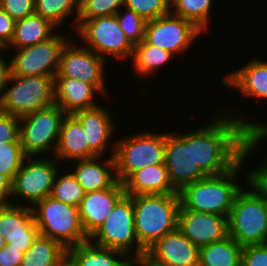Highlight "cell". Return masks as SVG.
<instances>
[{
  "instance_id": "cell-1",
  "label": "cell",
  "mask_w": 267,
  "mask_h": 266,
  "mask_svg": "<svg viewBox=\"0 0 267 266\" xmlns=\"http://www.w3.org/2000/svg\"><path fill=\"white\" fill-rule=\"evenodd\" d=\"M226 112L192 131L193 161L206 176L231 170L241 160L243 145L253 135L267 131V124L252 122L233 111Z\"/></svg>"
},
{
  "instance_id": "cell-2",
  "label": "cell",
  "mask_w": 267,
  "mask_h": 266,
  "mask_svg": "<svg viewBox=\"0 0 267 266\" xmlns=\"http://www.w3.org/2000/svg\"><path fill=\"white\" fill-rule=\"evenodd\" d=\"M264 138L263 135H253L243 145L241 160L231 170L184 185L178 191L179 209L218 214L228 218L235 196L242 189L236 178L240 174V168Z\"/></svg>"
},
{
  "instance_id": "cell-3",
  "label": "cell",
  "mask_w": 267,
  "mask_h": 266,
  "mask_svg": "<svg viewBox=\"0 0 267 266\" xmlns=\"http://www.w3.org/2000/svg\"><path fill=\"white\" fill-rule=\"evenodd\" d=\"M134 226L139 246L146 252L164 235L177 229L178 194L132 196Z\"/></svg>"
},
{
  "instance_id": "cell-4",
  "label": "cell",
  "mask_w": 267,
  "mask_h": 266,
  "mask_svg": "<svg viewBox=\"0 0 267 266\" xmlns=\"http://www.w3.org/2000/svg\"><path fill=\"white\" fill-rule=\"evenodd\" d=\"M32 210L39 235L58 241L65 248L89 240L82 227L78 207L48 196L38 201Z\"/></svg>"
},
{
  "instance_id": "cell-5",
  "label": "cell",
  "mask_w": 267,
  "mask_h": 266,
  "mask_svg": "<svg viewBox=\"0 0 267 266\" xmlns=\"http://www.w3.org/2000/svg\"><path fill=\"white\" fill-rule=\"evenodd\" d=\"M133 135V136H132ZM113 141L110 147L115 160L117 180L122 183L131 173L146 166L165 163V133L147 130Z\"/></svg>"
},
{
  "instance_id": "cell-6",
  "label": "cell",
  "mask_w": 267,
  "mask_h": 266,
  "mask_svg": "<svg viewBox=\"0 0 267 266\" xmlns=\"http://www.w3.org/2000/svg\"><path fill=\"white\" fill-rule=\"evenodd\" d=\"M52 104H54L52 76L11 74L0 92V110L19 118Z\"/></svg>"
},
{
  "instance_id": "cell-7",
  "label": "cell",
  "mask_w": 267,
  "mask_h": 266,
  "mask_svg": "<svg viewBox=\"0 0 267 266\" xmlns=\"http://www.w3.org/2000/svg\"><path fill=\"white\" fill-rule=\"evenodd\" d=\"M228 236L239 245L267 243V204L250 188L236 194L228 216Z\"/></svg>"
},
{
  "instance_id": "cell-8",
  "label": "cell",
  "mask_w": 267,
  "mask_h": 266,
  "mask_svg": "<svg viewBox=\"0 0 267 266\" xmlns=\"http://www.w3.org/2000/svg\"><path fill=\"white\" fill-rule=\"evenodd\" d=\"M89 240L98 246L120 250L134 262L144 259L146 252L139 246L136 237L132 196L125 194L116 203L106 221Z\"/></svg>"
},
{
  "instance_id": "cell-9",
  "label": "cell",
  "mask_w": 267,
  "mask_h": 266,
  "mask_svg": "<svg viewBox=\"0 0 267 266\" xmlns=\"http://www.w3.org/2000/svg\"><path fill=\"white\" fill-rule=\"evenodd\" d=\"M76 31L87 48L105 58H132L134 45L126 37L115 15L77 19Z\"/></svg>"
},
{
  "instance_id": "cell-10",
  "label": "cell",
  "mask_w": 267,
  "mask_h": 266,
  "mask_svg": "<svg viewBox=\"0 0 267 266\" xmlns=\"http://www.w3.org/2000/svg\"><path fill=\"white\" fill-rule=\"evenodd\" d=\"M66 113L55 103L20 117V143L26 156L55 154L60 127Z\"/></svg>"
},
{
  "instance_id": "cell-11",
  "label": "cell",
  "mask_w": 267,
  "mask_h": 266,
  "mask_svg": "<svg viewBox=\"0 0 267 266\" xmlns=\"http://www.w3.org/2000/svg\"><path fill=\"white\" fill-rule=\"evenodd\" d=\"M50 157V160L43 157L38 159L37 156L25 157L12 181V198H23L30 202L29 207H33L38 201L50 196L56 174L60 170L58 160Z\"/></svg>"
},
{
  "instance_id": "cell-12",
  "label": "cell",
  "mask_w": 267,
  "mask_h": 266,
  "mask_svg": "<svg viewBox=\"0 0 267 266\" xmlns=\"http://www.w3.org/2000/svg\"><path fill=\"white\" fill-rule=\"evenodd\" d=\"M56 34L50 39L21 49H12L11 74L15 76H52L57 74L62 49L69 41Z\"/></svg>"
},
{
  "instance_id": "cell-13",
  "label": "cell",
  "mask_w": 267,
  "mask_h": 266,
  "mask_svg": "<svg viewBox=\"0 0 267 266\" xmlns=\"http://www.w3.org/2000/svg\"><path fill=\"white\" fill-rule=\"evenodd\" d=\"M204 34L191 21L171 12L146 23L144 41L171 54L186 52L193 41Z\"/></svg>"
},
{
  "instance_id": "cell-14",
  "label": "cell",
  "mask_w": 267,
  "mask_h": 266,
  "mask_svg": "<svg viewBox=\"0 0 267 266\" xmlns=\"http://www.w3.org/2000/svg\"><path fill=\"white\" fill-rule=\"evenodd\" d=\"M68 41L62 49L59 67L55 77H68L78 79L94 85L101 93V96H108L105 84V61L94 51Z\"/></svg>"
},
{
  "instance_id": "cell-15",
  "label": "cell",
  "mask_w": 267,
  "mask_h": 266,
  "mask_svg": "<svg viewBox=\"0 0 267 266\" xmlns=\"http://www.w3.org/2000/svg\"><path fill=\"white\" fill-rule=\"evenodd\" d=\"M165 166L172 185L179 191L184 185L196 182L206 175L193 161L192 131L165 133Z\"/></svg>"
},
{
  "instance_id": "cell-16",
  "label": "cell",
  "mask_w": 267,
  "mask_h": 266,
  "mask_svg": "<svg viewBox=\"0 0 267 266\" xmlns=\"http://www.w3.org/2000/svg\"><path fill=\"white\" fill-rule=\"evenodd\" d=\"M0 234L8 245L25 253L39 236L32 207L21 203L0 206Z\"/></svg>"
},
{
  "instance_id": "cell-17",
  "label": "cell",
  "mask_w": 267,
  "mask_h": 266,
  "mask_svg": "<svg viewBox=\"0 0 267 266\" xmlns=\"http://www.w3.org/2000/svg\"><path fill=\"white\" fill-rule=\"evenodd\" d=\"M177 229L200 248L228 236V218L218 214L179 209Z\"/></svg>"
},
{
  "instance_id": "cell-18",
  "label": "cell",
  "mask_w": 267,
  "mask_h": 266,
  "mask_svg": "<svg viewBox=\"0 0 267 266\" xmlns=\"http://www.w3.org/2000/svg\"><path fill=\"white\" fill-rule=\"evenodd\" d=\"M199 248L178 229L167 233L145 253L149 266H198Z\"/></svg>"
},
{
  "instance_id": "cell-19",
  "label": "cell",
  "mask_w": 267,
  "mask_h": 266,
  "mask_svg": "<svg viewBox=\"0 0 267 266\" xmlns=\"http://www.w3.org/2000/svg\"><path fill=\"white\" fill-rule=\"evenodd\" d=\"M125 194L123 185L118 180L110 188L85 193L78 211L88 238L106 221Z\"/></svg>"
},
{
  "instance_id": "cell-20",
  "label": "cell",
  "mask_w": 267,
  "mask_h": 266,
  "mask_svg": "<svg viewBox=\"0 0 267 266\" xmlns=\"http://www.w3.org/2000/svg\"><path fill=\"white\" fill-rule=\"evenodd\" d=\"M109 110L100 105L91 109L79 110L71 114L85 131L86 141L89 148L97 155L105 157V150L115 136V126ZM106 151V152H105Z\"/></svg>"
},
{
  "instance_id": "cell-21",
  "label": "cell",
  "mask_w": 267,
  "mask_h": 266,
  "mask_svg": "<svg viewBox=\"0 0 267 266\" xmlns=\"http://www.w3.org/2000/svg\"><path fill=\"white\" fill-rule=\"evenodd\" d=\"M96 92L102 94L94 85L81 80L54 77V103L66 114L97 107Z\"/></svg>"
},
{
  "instance_id": "cell-22",
  "label": "cell",
  "mask_w": 267,
  "mask_h": 266,
  "mask_svg": "<svg viewBox=\"0 0 267 266\" xmlns=\"http://www.w3.org/2000/svg\"><path fill=\"white\" fill-rule=\"evenodd\" d=\"M126 195L178 194L165 164L151 165L131 173L122 182Z\"/></svg>"
},
{
  "instance_id": "cell-23",
  "label": "cell",
  "mask_w": 267,
  "mask_h": 266,
  "mask_svg": "<svg viewBox=\"0 0 267 266\" xmlns=\"http://www.w3.org/2000/svg\"><path fill=\"white\" fill-rule=\"evenodd\" d=\"M222 86L235 87L243 96L267 100V61L252 58L239 70L226 74Z\"/></svg>"
},
{
  "instance_id": "cell-24",
  "label": "cell",
  "mask_w": 267,
  "mask_h": 266,
  "mask_svg": "<svg viewBox=\"0 0 267 266\" xmlns=\"http://www.w3.org/2000/svg\"><path fill=\"white\" fill-rule=\"evenodd\" d=\"M54 156L59 161L69 162L97 157L89 148L81 124L71 114H66L62 120Z\"/></svg>"
},
{
  "instance_id": "cell-25",
  "label": "cell",
  "mask_w": 267,
  "mask_h": 266,
  "mask_svg": "<svg viewBox=\"0 0 267 266\" xmlns=\"http://www.w3.org/2000/svg\"><path fill=\"white\" fill-rule=\"evenodd\" d=\"M99 159L102 156L77 160L75 170L70 171L85 193L110 188L117 181L114 157Z\"/></svg>"
},
{
  "instance_id": "cell-26",
  "label": "cell",
  "mask_w": 267,
  "mask_h": 266,
  "mask_svg": "<svg viewBox=\"0 0 267 266\" xmlns=\"http://www.w3.org/2000/svg\"><path fill=\"white\" fill-rule=\"evenodd\" d=\"M57 27L40 15L32 14L15 21L14 36L6 49H21L44 42L53 37ZM55 32V33H54Z\"/></svg>"
},
{
  "instance_id": "cell-27",
  "label": "cell",
  "mask_w": 267,
  "mask_h": 266,
  "mask_svg": "<svg viewBox=\"0 0 267 266\" xmlns=\"http://www.w3.org/2000/svg\"><path fill=\"white\" fill-rule=\"evenodd\" d=\"M78 266H134V261L120 250L95 245L90 240L69 248Z\"/></svg>"
},
{
  "instance_id": "cell-28",
  "label": "cell",
  "mask_w": 267,
  "mask_h": 266,
  "mask_svg": "<svg viewBox=\"0 0 267 266\" xmlns=\"http://www.w3.org/2000/svg\"><path fill=\"white\" fill-rule=\"evenodd\" d=\"M243 247L230 236L199 248L198 266H241Z\"/></svg>"
},
{
  "instance_id": "cell-29",
  "label": "cell",
  "mask_w": 267,
  "mask_h": 266,
  "mask_svg": "<svg viewBox=\"0 0 267 266\" xmlns=\"http://www.w3.org/2000/svg\"><path fill=\"white\" fill-rule=\"evenodd\" d=\"M174 57L170 52L150 45L144 40L134 45L132 64L138 75L140 76H151L154 75L157 70L163 65L167 64Z\"/></svg>"
},
{
  "instance_id": "cell-30",
  "label": "cell",
  "mask_w": 267,
  "mask_h": 266,
  "mask_svg": "<svg viewBox=\"0 0 267 266\" xmlns=\"http://www.w3.org/2000/svg\"><path fill=\"white\" fill-rule=\"evenodd\" d=\"M65 249L60 242L39 235L23 253L20 266H54Z\"/></svg>"
},
{
  "instance_id": "cell-31",
  "label": "cell",
  "mask_w": 267,
  "mask_h": 266,
  "mask_svg": "<svg viewBox=\"0 0 267 266\" xmlns=\"http://www.w3.org/2000/svg\"><path fill=\"white\" fill-rule=\"evenodd\" d=\"M214 0H170V12L191 21L202 32L209 31ZM173 7V9H172Z\"/></svg>"
},
{
  "instance_id": "cell-32",
  "label": "cell",
  "mask_w": 267,
  "mask_h": 266,
  "mask_svg": "<svg viewBox=\"0 0 267 266\" xmlns=\"http://www.w3.org/2000/svg\"><path fill=\"white\" fill-rule=\"evenodd\" d=\"M79 1L80 0H35L34 11L35 14L40 15L43 19L50 21L57 28L61 27L66 18L75 13L72 22L75 29L77 26V19L79 15Z\"/></svg>"
},
{
  "instance_id": "cell-33",
  "label": "cell",
  "mask_w": 267,
  "mask_h": 266,
  "mask_svg": "<svg viewBox=\"0 0 267 266\" xmlns=\"http://www.w3.org/2000/svg\"><path fill=\"white\" fill-rule=\"evenodd\" d=\"M62 174L60 175L59 171L57 172L50 196L63 203L78 207L85 191L71 172L67 171L66 174Z\"/></svg>"
},
{
  "instance_id": "cell-34",
  "label": "cell",
  "mask_w": 267,
  "mask_h": 266,
  "mask_svg": "<svg viewBox=\"0 0 267 266\" xmlns=\"http://www.w3.org/2000/svg\"><path fill=\"white\" fill-rule=\"evenodd\" d=\"M26 155L20 142H4L0 144V173L13 181Z\"/></svg>"
},
{
  "instance_id": "cell-35",
  "label": "cell",
  "mask_w": 267,
  "mask_h": 266,
  "mask_svg": "<svg viewBox=\"0 0 267 266\" xmlns=\"http://www.w3.org/2000/svg\"><path fill=\"white\" fill-rule=\"evenodd\" d=\"M123 7L124 0H80L78 19L115 15Z\"/></svg>"
},
{
  "instance_id": "cell-36",
  "label": "cell",
  "mask_w": 267,
  "mask_h": 266,
  "mask_svg": "<svg viewBox=\"0 0 267 266\" xmlns=\"http://www.w3.org/2000/svg\"><path fill=\"white\" fill-rule=\"evenodd\" d=\"M126 10L121 12L120 9L116 14V18L125 33L126 37L133 45L140 43L144 40L145 27L147 21L139 16L134 10L123 7Z\"/></svg>"
},
{
  "instance_id": "cell-37",
  "label": "cell",
  "mask_w": 267,
  "mask_h": 266,
  "mask_svg": "<svg viewBox=\"0 0 267 266\" xmlns=\"http://www.w3.org/2000/svg\"><path fill=\"white\" fill-rule=\"evenodd\" d=\"M124 7L134 10L146 21L170 13V0H124Z\"/></svg>"
},
{
  "instance_id": "cell-38",
  "label": "cell",
  "mask_w": 267,
  "mask_h": 266,
  "mask_svg": "<svg viewBox=\"0 0 267 266\" xmlns=\"http://www.w3.org/2000/svg\"><path fill=\"white\" fill-rule=\"evenodd\" d=\"M264 163L248 172L245 176L251 188L267 204V156Z\"/></svg>"
},
{
  "instance_id": "cell-39",
  "label": "cell",
  "mask_w": 267,
  "mask_h": 266,
  "mask_svg": "<svg viewBox=\"0 0 267 266\" xmlns=\"http://www.w3.org/2000/svg\"><path fill=\"white\" fill-rule=\"evenodd\" d=\"M20 118L0 110V144L20 142Z\"/></svg>"
},
{
  "instance_id": "cell-40",
  "label": "cell",
  "mask_w": 267,
  "mask_h": 266,
  "mask_svg": "<svg viewBox=\"0 0 267 266\" xmlns=\"http://www.w3.org/2000/svg\"><path fill=\"white\" fill-rule=\"evenodd\" d=\"M35 0H0V7L14 20L18 21L35 13Z\"/></svg>"
},
{
  "instance_id": "cell-41",
  "label": "cell",
  "mask_w": 267,
  "mask_h": 266,
  "mask_svg": "<svg viewBox=\"0 0 267 266\" xmlns=\"http://www.w3.org/2000/svg\"><path fill=\"white\" fill-rule=\"evenodd\" d=\"M241 266H267V243L243 246Z\"/></svg>"
},
{
  "instance_id": "cell-42",
  "label": "cell",
  "mask_w": 267,
  "mask_h": 266,
  "mask_svg": "<svg viewBox=\"0 0 267 266\" xmlns=\"http://www.w3.org/2000/svg\"><path fill=\"white\" fill-rule=\"evenodd\" d=\"M15 21L0 7V42L7 47L14 36Z\"/></svg>"
},
{
  "instance_id": "cell-43",
  "label": "cell",
  "mask_w": 267,
  "mask_h": 266,
  "mask_svg": "<svg viewBox=\"0 0 267 266\" xmlns=\"http://www.w3.org/2000/svg\"><path fill=\"white\" fill-rule=\"evenodd\" d=\"M23 252L6 244L0 249V266H20Z\"/></svg>"
},
{
  "instance_id": "cell-44",
  "label": "cell",
  "mask_w": 267,
  "mask_h": 266,
  "mask_svg": "<svg viewBox=\"0 0 267 266\" xmlns=\"http://www.w3.org/2000/svg\"><path fill=\"white\" fill-rule=\"evenodd\" d=\"M12 200H14L12 199V181L0 173V206L16 204V201L13 202Z\"/></svg>"
},
{
  "instance_id": "cell-45",
  "label": "cell",
  "mask_w": 267,
  "mask_h": 266,
  "mask_svg": "<svg viewBox=\"0 0 267 266\" xmlns=\"http://www.w3.org/2000/svg\"><path fill=\"white\" fill-rule=\"evenodd\" d=\"M9 63H8V62ZM11 75V59H7L0 54V92Z\"/></svg>"
},
{
  "instance_id": "cell-46",
  "label": "cell",
  "mask_w": 267,
  "mask_h": 266,
  "mask_svg": "<svg viewBox=\"0 0 267 266\" xmlns=\"http://www.w3.org/2000/svg\"><path fill=\"white\" fill-rule=\"evenodd\" d=\"M54 266H78L76 255L69 248H66Z\"/></svg>"
},
{
  "instance_id": "cell-47",
  "label": "cell",
  "mask_w": 267,
  "mask_h": 266,
  "mask_svg": "<svg viewBox=\"0 0 267 266\" xmlns=\"http://www.w3.org/2000/svg\"><path fill=\"white\" fill-rule=\"evenodd\" d=\"M6 244L5 238L0 234V249H2Z\"/></svg>"
},
{
  "instance_id": "cell-48",
  "label": "cell",
  "mask_w": 267,
  "mask_h": 266,
  "mask_svg": "<svg viewBox=\"0 0 267 266\" xmlns=\"http://www.w3.org/2000/svg\"><path fill=\"white\" fill-rule=\"evenodd\" d=\"M134 266H149L143 260L134 262Z\"/></svg>"
},
{
  "instance_id": "cell-49",
  "label": "cell",
  "mask_w": 267,
  "mask_h": 266,
  "mask_svg": "<svg viewBox=\"0 0 267 266\" xmlns=\"http://www.w3.org/2000/svg\"><path fill=\"white\" fill-rule=\"evenodd\" d=\"M4 49L6 50V47L0 42V51H4ZM1 53V52H0Z\"/></svg>"
},
{
  "instance_id": "cell-50",
  "label": "cell",
  "mask_w": 267,
  "mask_h": 266,
  "mask_svg": "<svg viewBox=\"0 0 267 266\" xmlns=\"http://www.w3.org/2000/svg\"><path fill=\"white\" fill-rule=\"evenodd\" d=\"M263 136H264L265 138H267V131L263 134Z\"/></svg>"
}]
</instances>
